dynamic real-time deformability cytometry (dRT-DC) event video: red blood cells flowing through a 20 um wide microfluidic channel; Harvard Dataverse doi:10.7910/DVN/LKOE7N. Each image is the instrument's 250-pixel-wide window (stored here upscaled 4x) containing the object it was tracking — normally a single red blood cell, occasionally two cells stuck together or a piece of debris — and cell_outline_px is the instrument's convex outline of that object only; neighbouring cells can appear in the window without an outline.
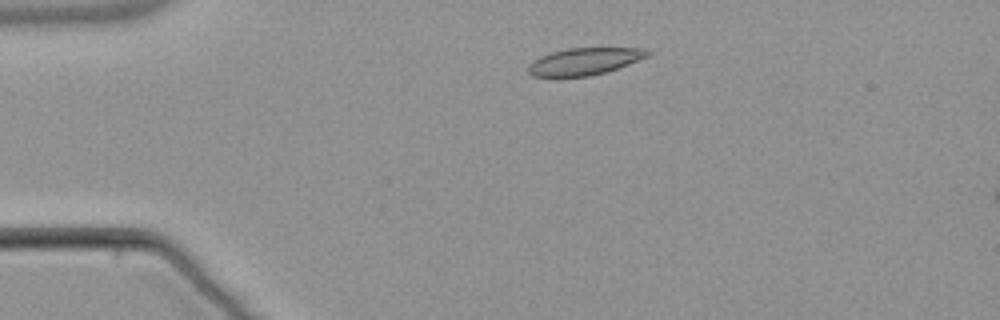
{"species": "common noctule bat (a hibernating species)", "species_latin": "Nyctalus noctula", "temperature_condition": "warm", "stored_images_in_passage": 4, "camera_frame_rate_fps": 3000, "um_per_image_px": 0.085, "animal": {"sex": "male", "body_mass_g": 21.5, "forearm_length_mm": 52.0}, "frame": {"image": 1, "passage_image": 2, "time_ms": 1.333, "image_size_px": [1000, 320], "cell_outline_px": [[652, 52], [648, 56], [628, 64], [604, 72], [588, 76], [556, 80], [532, 76], [528, 72], [528, 64], [532, 60], [540, 56], [552, 52], [568, 48], [644, 48]], "centroid_in_image_um": [49.56, 5.26], "position_along_channel_um": 35.4, "area_um2": 19.42}}